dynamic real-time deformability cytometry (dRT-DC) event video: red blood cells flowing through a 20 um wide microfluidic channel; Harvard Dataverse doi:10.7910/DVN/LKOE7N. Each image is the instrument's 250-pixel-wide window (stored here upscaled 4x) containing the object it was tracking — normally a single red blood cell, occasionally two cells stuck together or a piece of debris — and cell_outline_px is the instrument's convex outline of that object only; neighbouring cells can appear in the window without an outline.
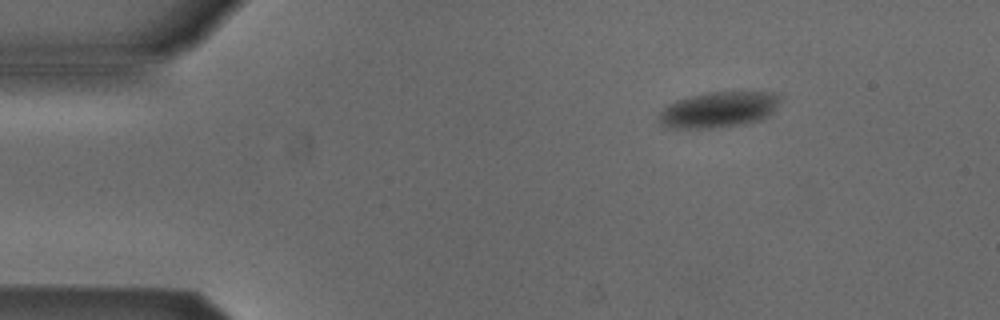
{"species": "Egyptian fruit bat (a non-hibernating species)", "species_latin": "Rousettus aegyptiacus", "temperature_condition": "cold", "stored_images_in_passage": 3, "camera_frame_rate_fps": 3000, "um_per_image_px": 0.085, "animal": {"sex": "male"}, "frame": {"image": 1, "passage_image": 1, "time_ms": 0.0, "image_size_px": [1000, 320], "cell_outline_px": [[780, 100], [772, 112], [760, 120], [712, 128], [668, 128], [660, 124], [660, 112], [668, 104], [676, 100], [688, 96], [708, 92], [772, 92], [780, 96]], "centroid_in_image_um": [61.04, 9.31], "position_along_channel_um": 24.0, "area_um2": 24.97}}
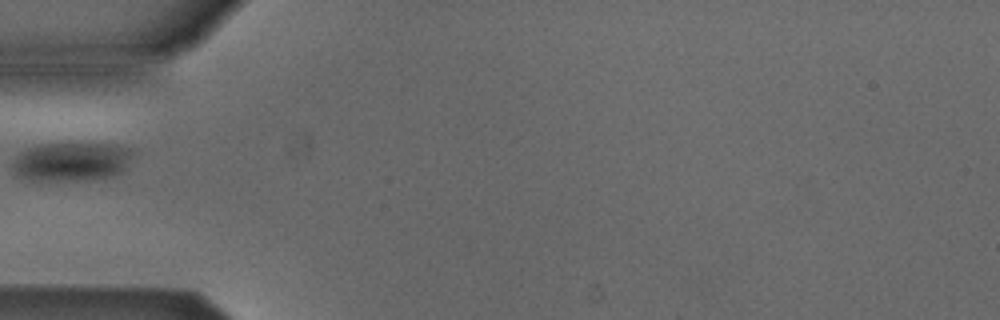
{"frame": {"image": 2, "passage_image": 3, "time_ms": 0.667, "image_size_px": [1000, 320], "cell_outline_px": [[136, 148], [132, 156], [124, 168], [120, 172], [104, 180], [24, 180], [16, 176], [12, 168], [12, 164], [16, 156], [20, 152], [36, 144], [116, 144]], "centroid_in_image_um": [6.08, 13.75], "position_along_channel_um": 78.9, "area_um2": 27.8}}